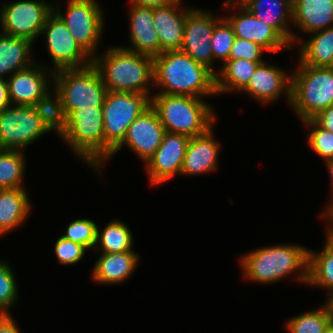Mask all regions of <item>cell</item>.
<instances>
[{
  "label": "cell",
  "mask_w": 333,
  "mask_h": 333,
  "mask_svg": "<svg viewBox=\"0 0 333 333\" xmlns=\"http://www.w3.org/2000/svg\"><path fill=\"white\" fill-rule=\"evenodd\" d=\"M182 0H131V5H138L142 7L158 8L171 5L173 3L181 2Z\"/></svg>",
  "instance_id": "b9f144b4"
},
{
  "label": "cell",
  "mask_w": 333,
  "mask_h": 333,
  "mask_svg": "<svg viewBox=\"0 0 333 333\" xmlns=\"http://www.w3.org/2000/svg\"><path fill=\"white\" fill-rule=\"evenodd\" d=\"M61 139L82 161L101 173L104 164V120L102 106L74 110L67 117Z\"/></svg>",
  "instance_id": "8992f818"
},
{
  "label": "cell",
  "mask_w": 333,
  "mask_h": 333,
  "mask_svg": "<svg viewBox=\"0 0 333 333\" xmlns=\"http://www.w3.org/2000/svg\"><path fill=\"white\" fill-rule=\"evenodd\" d=\"M153 75L154 86L160 88L158 93L197 98L217 95L216 74L181 50L155 56Z\"/></svg>",
  "instance_id": "6da1fadb"
},
{
  "label": "cell",
  "mask_w": 333,
  "mask_h": 333,
  "mask_svg": "<svg viewBox=\"0 0 333 333\" xmlns=\"http://www.w3.org/2000/svg\"><path fill=\"white\" fill-rule=\"evenodd\" d=\"M25 188L0 189V236L20 227L31 210Z\"/></svg>",
  "instance_id": "d4e9b609"
},
{
  "label": "cell",
  "mask_w": 333,
  "mask_h": 333,
  "mask_svg": "<svg viewBox=\"0 0 333 333\" xmlns=\"http://www.w3.org/2000/svg\"><path fill=\"white\" fill-rule=\"evenodd\" d=\"M46 35V47L53 60V72L60 69L84 68L92 58L75 41L64 22L53 12L40 33Z\"/></svg>",
  "instance_id": "7c38bea8"
},
{
  "label": "cell",
  "mask_w": 333,
  "mask_h": 333,
  "mask_svg": "<svg viewBox=\"0 0 333 333\" xmlns=\"http://www.w3.org/2000/svg\"><path fill=\"white\" fill-rule=\"evenodd\" d=\"M308 129V144L317 155L322 157L324 161L333 159V133L320 127L313 119L302 121Z\"/></svg>",
  "instance_id": "e575fe53"
},
{
  "label": "cell",
  "mask_w": 333,
  "mask_h": 333,
  "mask_svg": "<svg viewBox=\"0 0 333 333\" xmlns=\"http://www.w3.org/2000/svg\"><path fill=\"white\" fill-rule=\"evenodd\" d=\"M236 36L232 26L225 18H221L214 27L211 38L213 61L220 60L225 63L229 60L231 47Z\"/></svg>",
  "instance_id": "836d02e7"
},
{
  "label": "cell",
  "mask_w": 333,
  "mask_h": 333,
  "mask_svg": "<svg viewBox=\"0 0 333 333\" xmlns=\"http://www.w3.org/2000/svg\"><path fill=\"white\" fill-rule=\"evenodd\" d=\"M16 321L10 314L0 315V333H20Z\"/></svg>",
  "instance_id": "60d3db41"
},
{
  "label": "cell",
  "mask_w": 333,
  "mask_h": 333,
  "mask_svg": "<svg viewBox=\"0 0 333 333\" xmlns=\"http://www.w3.org/2000/svg\"><path fill=\"white\" fill-rule=\"evenodd\" d=\"M152 107L166 132L190 138L206 133L217 120L212 107L203 98L153 93Z\"/></svg>",
  "instance_id": "277c9868"
},
{
  "label": "cell",
  "mask_w": 333,
  "mask_h": 333,
  "mask_svg": "<svg viewBox=\"0 0 333 333\" xmlns=\"http://www.w3.org/2000/svg\"><path fill=\"white\" fill-rule=\"evenodd\" d=\"M314 33L308 40L300 42L299 60L307 66L332 67L333 26Z\"/></svg>",
  "instance_id": "4316f807"
},
{
  "label": "cell",
  "mask_w": 333,
  "mask_h": 333,
  "mask_svg": "<svg viewBox=\"0 0 333 333\" xmlns=\"http://www.w3.org/2000/svg\"><path fill=\"white\" fill-rule=\"evenodd\" d=\"M333 321V306L327 300L322 307L292 317L287 321L289 333H323Z\"/></svg>",
  "instance_id": "4dcf8cb0"
},
{
  "label": "cell",
  "mask_w": 333,
  "mask_h": 333,
  "mask_svg": "<svg viewBox=\"0 0 333 333\" xmlns=\"http://www.w3.org/2000/svg\"><path fill=\"white\" fill-rule=\"evenodd\" d=\"M251 14L272 26L290 45L299 44L301 37L288 28L293 24L292 0H237ZM289 21L291 23H289Z\"/></svg>",
  "instance_id": "d6986e66"
},
{
  "label": "cell",
  "mask_w": 333,
  "mask_h": 333,
  "mask_svg": "<svg viewBox=\"0 0 333 333\" xmlns=\"http://www.w3.org/2000/svg\"><path fill=\"white\" fill-rule=\"evenodd\" d=\"M45 69H47L45 66L35 62L33 65L9 75L7 85L11 105L34 106L50 90L54 72L50 68ZM50 79L52 80L50 81Z\"/></svg>",
  "instance_id": "e0dca14e"
},
{
  "label": "cell",
  "mask_w": 333,
  "mask_h": 333,
  "mask_svg": "<svg viewBox=\"0 0 333 333\" xmlns=\"http://www.w3.org/2000/svg\"><path fill=\"white\" fill-rule=\"evenodd\" d=\"M9 106H11V102L9 99L7 80L0 78V113Z\"/></svg>",
  "instance_id": "7bdbcfd3"
},
{
  "label": "cell",
  "mask_w": 333,
  "mask_h": 333,
  "mask_svg": "<svg viewBox=\"0 0 333 333\" xmlns=\"http://www.w3.org/2000/svg\"><path fill=\"white\" fill-rule=\"evenodd\" d=\"M98 56L92 63L107 91L150 93L149 85H154V57L126 50L122 45L108 48L103 56Z\"/></svg>",
  "instance_id": "3957f363"
},
{
  "label": "cell",
  "mask_w": 333,
  "mask_h": 333,
  "mask_svg": "<svg viewBox=\"0 0 333 333\" xmlns=\"http://www.w3.org/2000/svg\"><path fill=\"white\" fill-rule=\"evenodd\" d=\"M323 333H333V321L328 325Z\"/></svg>",
  "instance_id": "bcb514c9"
},
{
  "label": "cell",
  "mask_w": 333,
  "mask_h": 333,
  "mask_svg": "<svg viewBox=\"0 0 333 333\" xmlns=\"http://www.w3.org/2000/svg\"><path fill=\"white\" fill-rule=\"evenodd\" d=\"M54 4L42 0H18L2 4L0 26L2 33L26 38L33 43L40 36Z\"/></svg>",
  "instance_id": "30bf717a"
},
{
  "label": "cell",
  "mask_w": 333,
  "mask_h": 333,
  "mask_svg": "<svg viewBox=\"0 0 333 333\" xmlns=\"http://www.w3.org/2000/svg\"><path fill=\"white\" fill-rule=\"evenodd\" d=\"M297 63L299 67L291 73L290 105L304 121L333 106V70L307 66L300 60Z\"/></svg>",
  "instance_id": "5b68a950"
},
{
  "label": "cell",
  "mask_w": 333,
  "mask_h": 333,
  "mask_svg": "<svg viewBox=\"0 0 333 333\" xmlns=\"http://www.w3.org/2000/svg\"><path fill=\"white\" fill-rule=\"evenodd\" d=\"M21 150H0V189L25 188L24 178L26 158Z\"/></svg>",
  "instance_id": "1f68e13d"
},
{
  "label": "cell",
  "mask_w": 333,
  "mask_h": 333,
  "mask_svg": "<svg viewBox=\"0 0 333 333\" xmlns=\"http://www.w3.org/2000/svg\"><path fill=\"white\" fill-rule=\"evenodd\" d=\"M189 140L190 137L184 134H164L162 143L145 164L152 185L163 184L174 175L181 174Z\"/></svg>",
  "instance_id": "2e32d148"
},
{
  "label": "cell",
  "mask_w": 333,
  "mask_h": 333,
  "mask_svg": "<svg viewBox=\"0 0 333 333\" xmlns=\"http://www.w3.org/2000/svg\"><path fill=\"white\" fill-rule=\"evenodd\" d=\"M181 2L153 8L155 30L160 44V54L169 50H180L183 42L186 14L190 9H180Z\"/></svg>",
  "instance_id": "7402d4cb"
},
{
  "label": "cell",
  "mask_w": 333,
  "mask_h": 333,
  "mask_svg": "<svg viewBox=\"0 0 333 333\" xmlns=\"http://www.w3.org/2000/svg\"><path fill=\"white\" fill-rule=\"evenodd\" d=\"M243 277L257 283H274L297 274V280L308 282L309 249L296 244L261 247L241 255Z\"/></svg>",
  "instance_id": "7a4b0ae2"
},
{
  "label": "cell",
  "mask_w": 333,
  "mask_h": 333,
  "mask_svg": "<svg viewBox=\"0 0 333 333\" xmlns=\"http://www.w3.org/2000/svg\"><path fill=\"white\" fill-rule=\"evenodd\" d=\"M325 163L327 165V169L329 171V175L331 176L332 194H333V159L329 160V161H326ZM332 197H333V195H332ZM330 201H331L330 204H332L333 203V198H332V200L330 199Z\"/></svg>",
  "instance_id": "f6af8a7d"
},
{
  "label": "cell",
  "mask_w": 333,
  "mask_h": 333,
  "mask_svg": "<svg viewBox=\"0 0 333 333\" xmlns=\"http://www.w3.org/2000/svg\"><path fill=\"white\" fill-rule=\"evenodd\" d=\"M33 42L21 37H14L0 33V78L23 70L35 62H31L29 55Z\"/></svg>",
  "instance_id": "484cf974"
},
{
  "label": "cell",
  "mask_w": 333,
  "mask_h": 333,
  "mask_svg": "<svg viewBox=\"0 0 333 333\" xmlns=\"http://www.w3.org/2000/svg\"><path fill=\"white\" fill-rule=\"evenodd\" d=\"M326 244L322 251L313 252L309 249L308 282L327 289L328 301L333 300V241L326 237Z\"/></svg>",
  "instance_id": "f1b7e54d"
},
{
  "label": "cell",
  "mask_w": 333,
  "mask_h": 333,
  "mask_svg": "<svg viewBox=\"0 0 333 333\" xmlns=\"http://www.w3.org/2000/svg\"><path fill=\"white\" fill-rule=\"evenodd\" d=\"M214 137L213 127L206 133L190 138L180 175H201L216 171L220 143Z\"/></svg>",
  "instance_id": "ffe728a7"
},
{
  "label": "cell",
  "mask_w": 333,
  "mask_h": 333,
  "mask_svg": "<svg viewBox=\"0 0 333 333\" xmlns=\"http://www.w3.org/2000/svg\"><path fill=\"white\" fill-rule=\"evenodd\" d=\"M261 63L246 59H229L222 63L221 69L216 73L217 95L232 91L242 92Z\"/></svg>",
  "instance_id": "83f0119b"
},
{
  "label": "cell",
  "mask_w": 333,
  "mask_h": 333,
  "mask_svg": "<svg viewBox=\"0 0 333 333\" xmlns=\"http://www.w3.org/2000/svg\"><path fill=\"white\" fill-rule=\"evenodd\" d=\"M98 225L90 219H77L69 223L64 239L84 246L87 250L95 248Z\"/></svg>",
  "instance_id": "d590c367"
},
{
  "label": "cell",
  "mask_w": 333,
  "mask_h": 333,
  "mask_svg": "<svg viewBox=\"0 0 333 333\" xmlns=\"http://www.w3.org/2000/svg\"><path fill=\"white\" fill-rule=\"evenodd\" d=\"M130 41L132 47H122L139 54L155 57L160 55V44L153 17V8L130 6Z\"/></svg>",
  "instance_id": "44dd1931"
},
{
  "label": "cell",
  "mask_w": 333,
  "mask_h": 333,
  "mask_svg": "<svg viewBox=\"0 0 333 333\" xmlns=\"http://www.w3.org/2000/svg\"><path fill=\"white\" fill-rule=\"evenodd\" d=\"M165 133L158 113L151 107L129 125L123 141L112 151V156L126 145L146 164L162 143Z\"/></svg>",
  "instance_id": "9a60e30c"
},
{
  "label": "cell",
  "mask_w": 333,
  "mask_h": 333,
  "mask_svg": "<svg viewBox=\"0 0 333 333\" xmlns=\"http://www.w3.org/2000/svg\"><path fill=\"white\" fill-rule=\"evenodd\" d=\"M55 255L60 264L73 265L81 261L86 248L78 243L64 239L60 236L55 242Z\"/></svg>",
  "instance_id": "74e56055"
},
{
  "label": "cell",
  "mask_w": 333,
  "mask_h": 333,
  "mask_svg": "<svg viewBox=\"0 0 333 333\" xmlns=\"http://www.w3.org/2000/svg\"><path fill=\"white\" fill-rule=\"evenodd\" d=\"M53 87L61 96L67 117L74 110L103 106L108 92L93 63L84 68L55 71Z\"/></svg>",
  "instance_id": "ba28073f"
},
{
  "label": "cell",
  "mask_w": 333,
  "mask_h": 333,
  "mask_svg": "<svg viewBox=\"0 0 333 333\" xmlns=\"http://www.w3.org/2000/svg\"><path fill=\"white\" fill-rule=\"evenodd\" d=\"M152 107L149 92L108 91L104 100V163L112 158V151L123 141L129 125Z\"/></svg>",
  "instance_id": "52a82bcc"
},
{
  "label": "cell",
  "mask_w": 333,
  "mask_h": 333,
  "mask_svg": "<svg viewBox=\"0 0 333 333\" xmlns=\"http://www.w3.org/2000/svg\"><path fill=\"white\" fill-rule=\"evenodd\" d=\"M5 260L0 261V315L8 311L18 299V287L14 272Z\"/></svg>",
  "instance_id": "8d00e7d4"
},
{
  "label": "cell",
  "mask_w": 333,
  "mask_h": 333,
  "mask_svg": "<svg viewBox=\"0 0 333 333\" xmlns=\"http://www.w3.org/2000/svg\"><path fill=\"white\" fill-rule=\"evenodd\" d=\"M54 93L55 97L52 98L49 90L34 104V107L48 130L50 132L54 130L61 137L66 131L67 115L60 94L56 90Z\"/></svg>",
  "instance_id": "d6a6232c"
},
{
  "label": "cell",
  "mask_w": 333,
  "mask_h": 333,
  "mask_svg": "<svg viewBox=\"0 0 333 333\" xmlns=\"http://www.w3.org/2000/svg\"><path fill=\"white\" fill-rule=\"evenodd\" d=\"M223 3L225 7L231 5H237L236 9L240 7L237 14L224 16L232 26L236 38L257 43L271 53L279 52L284 47L291 50V45L272 26L255 17L237 0H225Z\"/></svg>",
  "instance_id": "5bb4252c"
},
{
  "label": "cell",
  "mask_w": 333,
  "mask_h": 333,
  "mask_svg": "<svg viewBox=\"0 0 333 333\" xmlns=\"http://www.w3.org/2000/svg\"><path fill=\"white\" fill-rule=\"evenodd\" d=\"M95 262L92 278L100 284H118L125 281L139 264L134 251L102 253Z\"/></svg>",
  "instance_id": "cb8c5ba5"
},
{
  "label": "cell",
  "mask_w": 333,
  "mask_h": 333,
  "mask_svg": "<svg viewBox=\"0 0 333 333\" xmlns=\"http://www.w3.org/2000/svg\"><path fill=\"white\" fill-rule=\"evenodd\" d=\"M208 11L190 8L186 14L183 42L181 51L189 55L196 62L205 65L215 74L211 38L216 23L222 18L210 14Z\"/></svg>",
  "instance_id": "4fadbf2b"
},
{
  "label": "cell",
  "mask_w": 333,
  "mask_h": 333,
  "mask_svg": "<svg viewBox=\"0 0 333 333\" xmlns=\"http://www.w3.org/2000/svg\"><path fill=\"white\" fill-rule=\"evenodd\" d=\"M266 51L259 44L246 39L235 38L229 59H246L252 62H264L261 57Z\"/></svg>",
  "instance_id": "f35d334b"
},
{
  "label": "cell",
  "mask_w": 333,
  "mask_h": 333,
  "mask_svg": "<svg viewBox=\"0 0 333 333\" xmlns=\"http://www.w3.org/2000/svg\"><path fill=\"white\" fill-rule=\"evenodd\" d=\"M293 25L304 33L333 26V0H292Z\"/></svg>",
  "instance_id": "603a6c76"
},
{
  "label": "cell",
  "mask_w": 333,
  "mask_h": 333,
  "mask_svg": "<svg viewBox=\"0 0 333 333\" xmlns=\"http://www.w3.org/2000/svg\"><path fill=\"white\" fill-rule=\"evenodd\" d=\"M320 127L333 133V106L319 112L312 118Z\"/></svg>",
  "instance_id": "ab89813d"
},
{
  "label": "cell",
  "mask_w": 333,
  "mask_h": 333,
  "mask_svg": "<svg viewBox=\"0 0 333 333\" xmlns=\"http://www.w3.org/2000/svg\"><path fill=\"white\" fill-rule=\"evenodd\" d=\"M291 73L276 65L259 64L251 76L248 85L242 90L262 104L276 101L285 93L287 102H291Z\"/></svg>",
  "instance_id": "ac0fdd59"
},
{
  "label": "cell",
  "mask_w": 333,
  "mask_h": 333,
  "mask_svg": "<svg viewBox=\"0 0 333 333\" xmlns=\"http://www.w3.org/2000/svg\"><path fill=\"white\" fill-rule=\"evenodd\" d=\"M55 6L53 12L64 22L75 41L93 59L104 30V14L98 2L68 0L65 15L60 12L59 4Z\"/></svg>",
  "instance_id": "9c48e42d"
},
{
  "label": "cell",
  "mask_w": 333,
  "mask_h": 333,
  "mask_svg": "<svg viewBox=\"0 0 333 333\" xmlns=\"http://www.w3.org/2000/svg\"><path fill=\"white\" fill-rule=\"evenodd\" d=\"M324 210L325 212H323L321 215L326 217V219L329 221V227L327 226L326 235L331 241H333V203L328 204Z\"/></svg>",
  "instance_id": "ee69618b"
},
{
  "label": "cell",
  "mask_w": 333,
  "mask_h": 333,
  "mask_svg": "<svg viewBox=\"0 0 333 333\" xmlns=\"http://www.w3.org/2000/svg\"><path fill=\"white\" fill-rule=\"evenodd\" d=\"M50 131L34 106H9L0 113V149L24 151Z\"/></svg>",
  "instance_id": "8fae6325"
},
{
  "label": "cell",
  "mask_w": 333,
  "mask_h": 333,
  "mask_svg": "<svg viewBox=\"0 0 333 333\" xmlns=\"http://www.w3.org/2000/svg\"><path fill=\"white\" fill-rule=\"evenodd\" d=\"M132 232L123 221L113 220L101 231L97 228L95 248L100 253H116L133 251ZM100 249V250H99Z\"/></svg>",
  "instance_id": "f546056e"
}]
</instances>
